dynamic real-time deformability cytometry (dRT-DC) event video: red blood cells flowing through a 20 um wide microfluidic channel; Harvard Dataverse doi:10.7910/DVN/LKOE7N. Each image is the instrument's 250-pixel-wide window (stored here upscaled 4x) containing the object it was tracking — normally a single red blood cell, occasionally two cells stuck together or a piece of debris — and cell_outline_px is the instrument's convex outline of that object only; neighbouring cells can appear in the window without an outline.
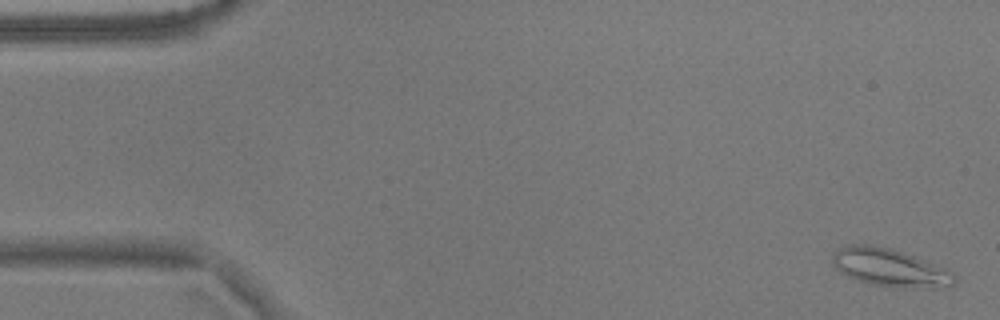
{"species": "common noctule bat (a hibernating species)", "species_latin": "Nyctalus noctula", "temperature_condition": "warm", "stored_images_in_passage": 57, "camera_frame_rate_fps": 3000, "um_per_image_px": 0.085, "animal": {"sex": "male", "body_mass_g": 17.9}, "frame": {"image": 1, "passage_image": 2, "time_ms": 0.333, "image_size_px": [1000, 320], "cell_outline_px": [[956, 280], [952, 284], [932, 288], [868, 284], [848, 276], [840, 272], [832, 264], [832, 256], [844, 244], [868, 244], [892, 248], [944, 268], [952, 272]], "centroid_in_image_um": [75.57, 22.72], "position_along_channel_um": 9.4, "area_um2": 26.36}}
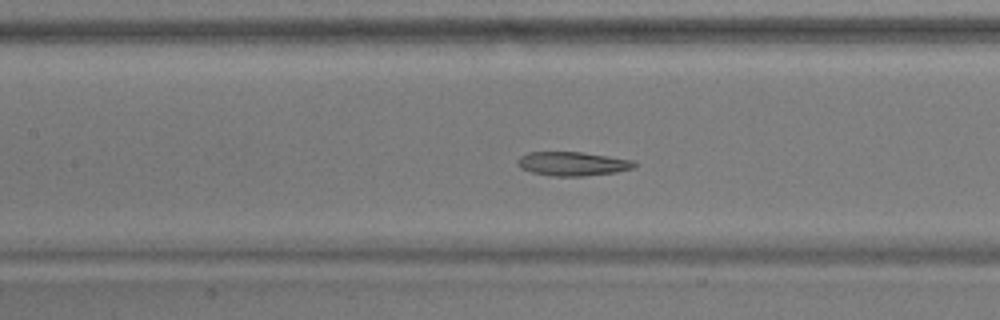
{"frame": {"image": 2, "passage_image": 25, "time_ms": 8.0, "image_size_px": [1000, 320], "cell_outline_px": [[636, 164], [632, 168], [616, 172], [584, 176], [552, 176], [532, 172], [520, 168], [516, 164], [516, 160], [520, 156], [528, 152], [580, 152], [608, 156], [632, 160]], "centroid_in_image_um": [48.61, 13.92], "position_along_channel_um": 158.8, "area_um2": 16.24}}
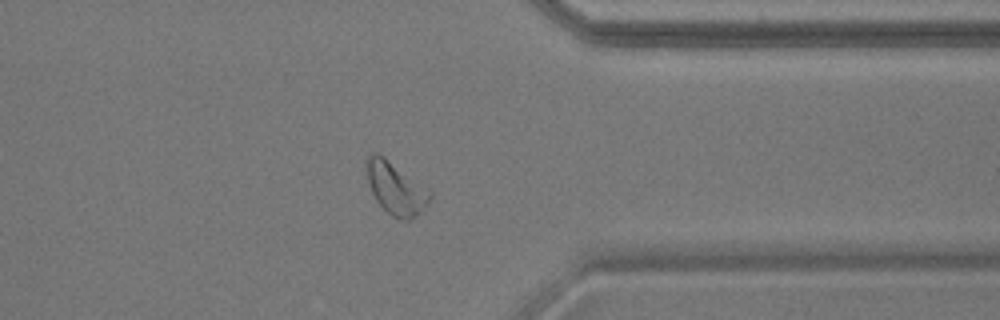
{"frame": {"image": 3, "passage_image": 44, "time_ms": 14.333, "image_size_px": [1000, 320], "cell_outline_px": [[432, 196], [424, 208], [420, 212], [408, 220], [400, 220], [392, 216], [376, 200], [372, 192], [368, 180], [368, 156], [372, 152], [376, 152], [384, 156], [428, 188], [432, 192]], "centroid_in_image_um": [33.67, 16.0], "position_along_channel_um": 377.7, "area_um2": 18.96}, "authors_computed_cell_mechanics": {"area_um2": 19.1318, "velocity_mm_per_s": 3.5887, "shape_relaxation_time_tau1_ms": 4.3535, "shape_relaxation_time_tau2_ms": 3.6759, "deformation_change_tau1": 0.1533, "deformation_change_tau2": 0.1074}}